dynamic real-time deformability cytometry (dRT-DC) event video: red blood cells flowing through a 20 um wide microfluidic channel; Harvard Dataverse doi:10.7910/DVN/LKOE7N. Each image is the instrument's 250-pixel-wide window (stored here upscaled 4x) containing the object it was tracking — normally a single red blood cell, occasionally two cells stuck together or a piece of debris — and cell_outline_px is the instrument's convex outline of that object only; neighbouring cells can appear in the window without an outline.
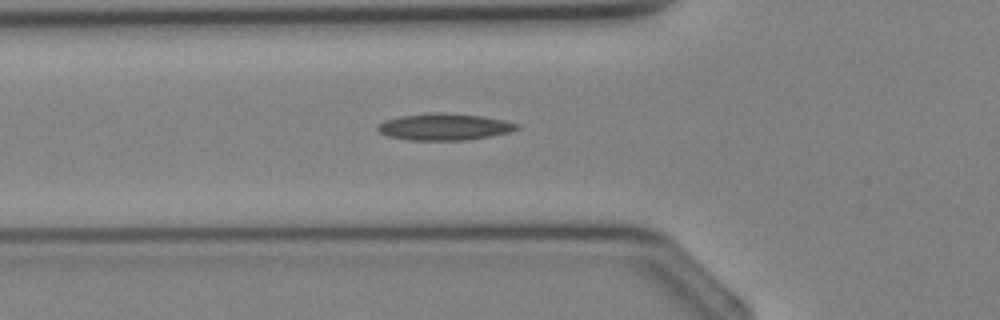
{"species": "Egyptian fruit bat (a non-hibernating species)", "species_latin": "Rousettus aegyptiacus", "temperature_condition": "cold", "stored_images_in_passage": 3, "camera_frame_rate_fps": 3000, "um_per_image_px": 0.085, "animal": {"sex": "female"}, "frame": {"image": 1, "passage_image": 3, "time_ms": 2.333, "image_size_px": [1000, 320], "cell_outline_px": [[520, 128], [508, 132], [468, 140], [412, 140], [388, 136], [380, 132], [376, 128], [376, 124], [384, 120], [400, 116], [432, 112], [444, 112], [480, 116], [504, 120], [520, 124]], "centroid_in_image_um": [37.74, 10.77], "position_along_channel_um": 88.1, "area_um2": 21.68}}